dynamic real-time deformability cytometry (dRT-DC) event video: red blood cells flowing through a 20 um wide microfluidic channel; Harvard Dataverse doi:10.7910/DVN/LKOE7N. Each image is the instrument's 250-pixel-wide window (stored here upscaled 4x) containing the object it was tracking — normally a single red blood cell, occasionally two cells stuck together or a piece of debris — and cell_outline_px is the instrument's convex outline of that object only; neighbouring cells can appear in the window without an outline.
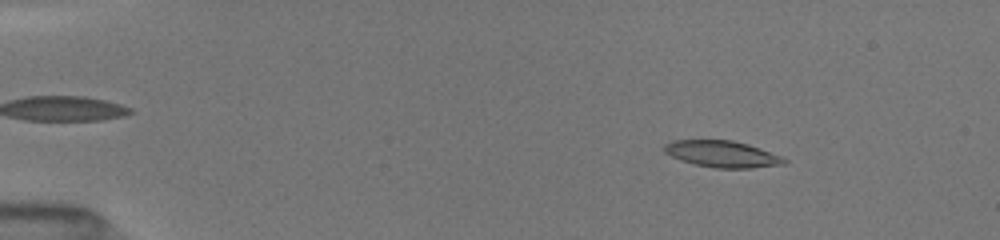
{"species": "common noctule bat (a hibernating species)", "species_latin": "Nyctalus noctula", "temperature_condition": "room temperature", "stored_images_in_passage": 52, "camera_frame_rate_fps": 3000, "um_per_image_px": 0.085, "animal": {"sex": "female", "body_mass_g": 19.5, "forearm_length_mm": 54.1}, "frame": {"image": 1, "passage_image": 11, "time_ms": 2.333, "image_size_px": [1000, 240], "cell_outline_px": [[788, 160], [784, 164], [752, 168], [716, 168], [696, 164], [680, 160], [664, 152], [664, 144], [672, 140], [732, 140], [748, 144], [780, 156]], "centroid_in_image_um": [61.36, 13.09], "position_along_channel_um": 23.6, "area_um2": 18.38}}
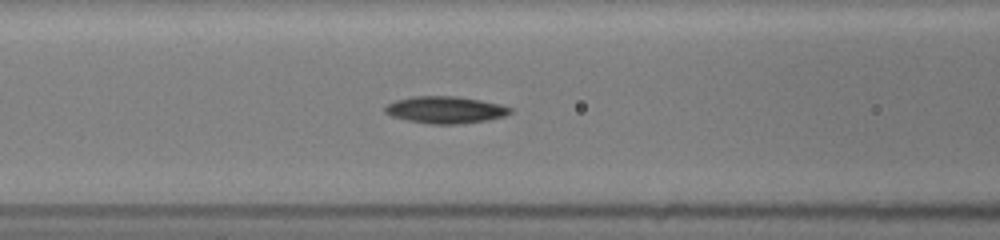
{"frame": {"image": 2, "passage_image": 30, "time_ms": 7.333, "image_size_px": [1000, 240], "cell_outline_px": [[512, 112], [504, 116], [488, 120], [456, 124], [428, 124], [408, 120], [392, 116], [384, 112], [384, 108], [388, 104], [396, 100], [412, 96], [456, 96], [480, 100], [500, 104], [512, 108]], "centroid_in_image_um": [37.86, 9.33], "position_along_channel_um": 128.7, "area_um2": 19.65}}
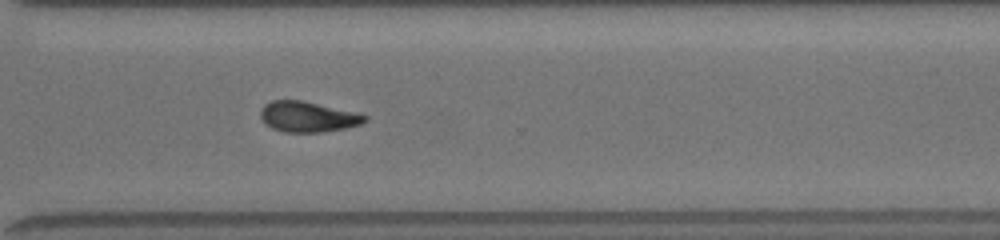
{"frame": {"image": 3, "passage_image": 52, "time_ms": 12.667, "image_size_px": [1000, 240], "cell_outline_px": [[368, 116], [360, 124], [344, 128], [320, 132], [284, 132], [272, 128], [264, 124], [260, 116], [260, 108], [264, 104], [272, 100], [300, 100], [352, 112]], "centroid_in_image_um": [26.06, 9.93], "position_along_channel_um": 344.5, "area_um2": 18.21}}